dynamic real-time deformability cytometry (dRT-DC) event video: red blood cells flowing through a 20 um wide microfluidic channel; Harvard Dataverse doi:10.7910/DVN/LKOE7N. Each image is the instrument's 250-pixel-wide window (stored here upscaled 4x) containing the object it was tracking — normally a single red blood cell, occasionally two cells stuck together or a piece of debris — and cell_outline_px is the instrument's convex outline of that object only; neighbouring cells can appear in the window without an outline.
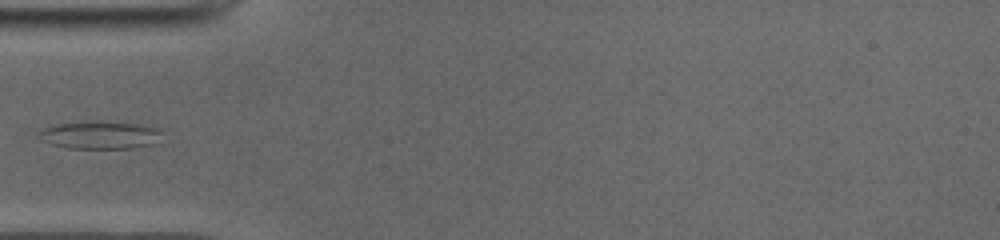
{"species": "common noctule bat (a hibernating species)", "species_latin": "Nyctalus noctula", "temperature_condition": "cold", "stored_images_in_passage": 36, "camera_frame_rate_fps": 3000, "um_per_image_px": 0.085, "animal": {"sex": "male", "body_mass_g": 19.0, "forearm_length_mm": 50.8}, "frame": {"image": 1, "passage_image": 1, "time_ms": 0.0, "image_size_px": [1000, 240], "cell_outline_px": [[160, 132], [152, 144], [132, 148], [68, 148], [52, 144], [36, 136], [44, 128], [56, 124], [88, 120], [100, 120], [136, 124], [160, 128]], "centroid_in_image_um": [8.44, 11.45], "position_along_channel_um": 76.6, "area_um2": 19.83}}
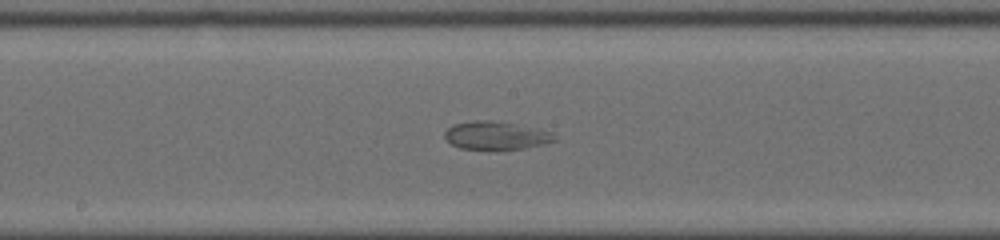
{"frame": {"image": 2, "passage_image": 11, "time_ms": 3.333, "image_size_px": [1000, 240], "cell_outline_px": [[556, 140], [544, 144], [524, 148], [496, 152], [492, 152], [460, 148], [452, 144], [444, 136], [444, 132], [452, 124], [476, 120], [492, 120], [516, 124], [552, 132], [556, 136]], "centroid_in_image_um": [42.14, 11.55], "position_along_channel_um": 206.1, "area_um2": 18.61}}
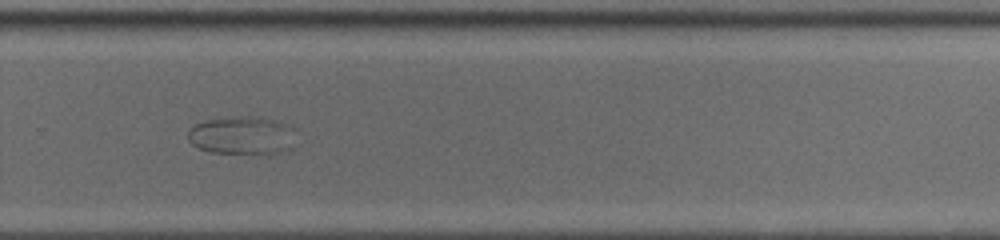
{"frame": {"image": 3, "passage_image": 19, "time_ms": 6.0, "image_size_px": [1000, 240], "cell_outline_px": [[296, 128], [292, 148], [288, 152], [268, 156], [208, 152], [192, 144], [188, 140], [188, 128], [204, 120], [240, 116], [260, 116]], "centroid_in_image_um": [20.63, 11.56], "position_along_channel_um": 309.2, "area_um2": 25.03}}